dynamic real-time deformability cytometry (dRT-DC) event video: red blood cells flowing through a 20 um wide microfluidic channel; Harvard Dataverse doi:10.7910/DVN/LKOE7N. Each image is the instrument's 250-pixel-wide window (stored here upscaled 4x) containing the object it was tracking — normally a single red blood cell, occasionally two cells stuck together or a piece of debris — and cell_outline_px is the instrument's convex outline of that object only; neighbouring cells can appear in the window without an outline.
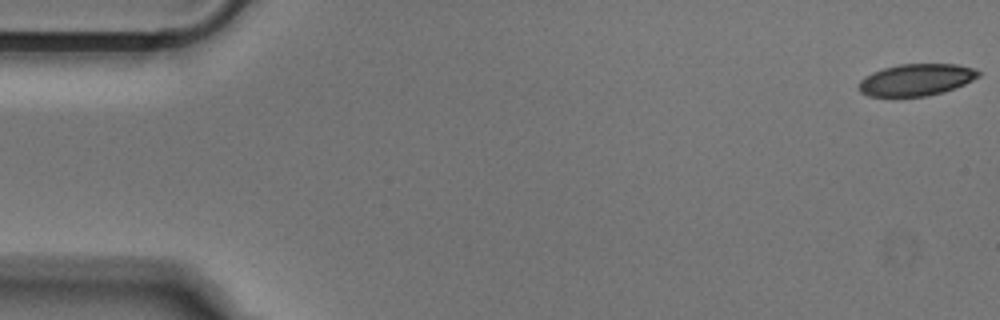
{"species": "Egyptian fruit bat (a non-hibernating species)", "species_latin": "Rousettus aegyptiacus", "temperature_condition": "cold", "stored_images_in_passage": 52, "camera_frame_rate_fps": 3000, "um_per_image_px": 0.085, "animal": {"sex": "male"}, "frame": {"image": 1, "passage_image": 1, "time_ms": 0.0, "image_size_px": [1000, 320], "cell_outline_px": [[980, 76], [964, 84], [944, 92], [924, 96], [868, 96], [860, 92], [856, 88], [856, 84], [864, 76], [872, 72], [884, 68], [900, 64], [956, 64], [976, 68], [980, 72]], "centroid_in_image_um": [77.85, 6.78], "position_along_channel_um": 7.2, "area_um2": 22.37}}
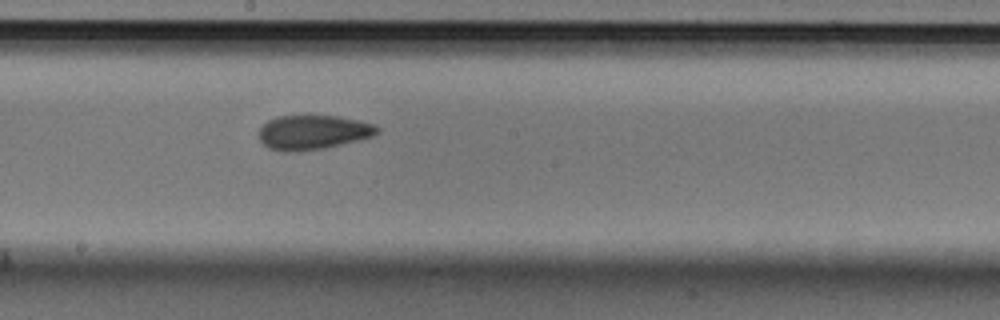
{"frame": {"image": 2, "passage_image": 28, "time_ms": 9.0, "image_size_px": [1000, 320], "cell_outline_px": [[380, 132], [372, 136], [360, 140], [324, 148], [300, 152], [284, 152], [268, 148], [260, 140], [260, 128], [268, 120], [280, 116], [340, 116], [372, 124], [380, 128]], "centroid_in_image_um": [26.61, 11.26], "position_along_channel_um": 221.6, "area_um2": 23.7}}
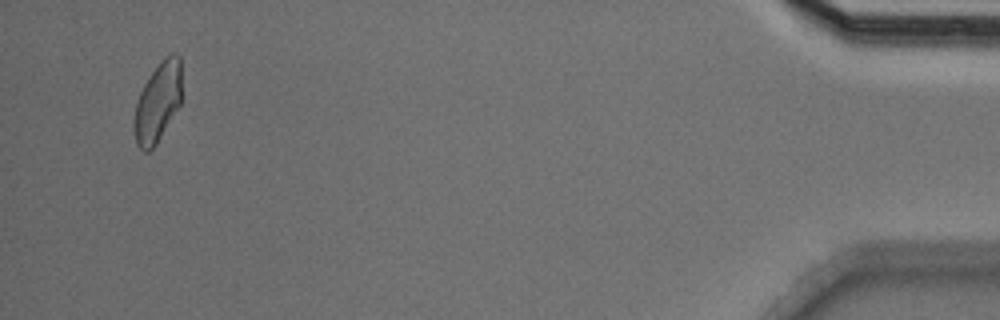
{"frame": {"image": 3, "passage_image": 50, "time_ms": 16.333, "image_size_px": [1000, 320], "cell_outline_px": [[180, 104], [156, 144], [148, 152], [144, 152], [136, 144], [132, 128], [132, 124], [136, 104], [140, 92], [144, 84], [152, 72], [172, 52], [176, 52], [180, 56]], "centroid_in_image_um": [13.37, 8.74], "position_along_channel_um": 421.8, "area_um2": 21.73}}